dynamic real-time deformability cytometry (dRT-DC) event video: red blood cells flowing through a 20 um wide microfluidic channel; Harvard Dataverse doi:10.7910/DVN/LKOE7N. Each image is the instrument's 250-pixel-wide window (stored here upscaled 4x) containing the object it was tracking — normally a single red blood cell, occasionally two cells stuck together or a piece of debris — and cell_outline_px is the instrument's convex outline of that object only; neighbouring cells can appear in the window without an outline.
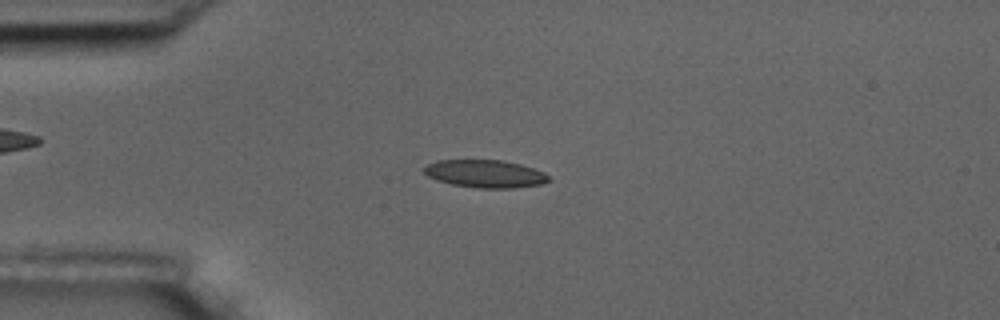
{"species": "common noctule bat (a hibernating species)", "species_latin": "Nyctalus noctula", "temperature_condition": "room temperature", "stored_images_in_passage": 7, "camera_frame_rate_fps": 3000, "um_per_image_px": 0.085, "animal": {"sex": "male", "body_mass_g": 17.5, "forearm_length_mm": 52.3}, "frame": {"image": 1, "passage_image": 5, "time_ms": 4.667, "image_size_px": [1000, 320], "cell_outline_px": [[552, 180], [544, 184], [512, 188], [476, 188], [452, 184], [436, 180], [428, 176], [424, 172], [424, 164], [436, 160], [500, 160], [520, 164], [544, 172]], "centroid_in_image_um": [41.23, 14.77], "position_along_channel_um": 43.8, "area_um2": 20.29}}